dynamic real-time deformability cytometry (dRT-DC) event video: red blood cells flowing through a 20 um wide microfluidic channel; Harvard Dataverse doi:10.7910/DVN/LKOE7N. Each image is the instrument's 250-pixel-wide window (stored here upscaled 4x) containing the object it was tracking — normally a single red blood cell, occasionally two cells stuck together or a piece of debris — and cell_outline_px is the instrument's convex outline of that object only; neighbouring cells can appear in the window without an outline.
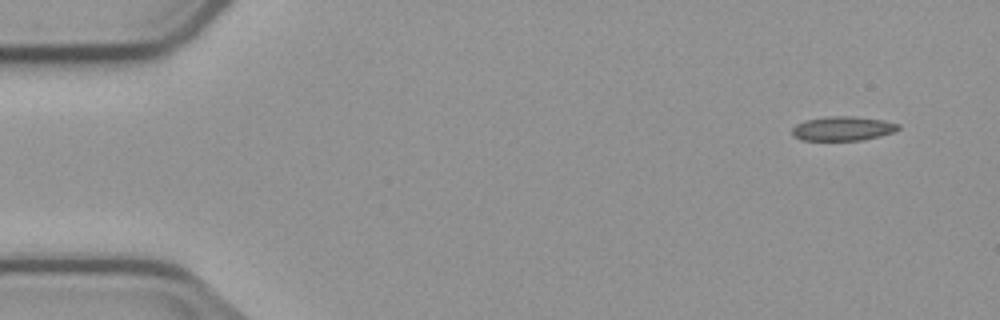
{"species": "common noctule bat (a hibernating species)", "species_latin": "Nyctalus noctula", "temperature_condition": "cold", "stored_images_in_passage": 6, "camera_frame_rate_fps": 3000, "um_per_image_px": 0.085, "animal": {"sex": "male", "body_mass_g": 23.1, "forearm_length_mm": 52.7}, "frame": {"image": 1, "passage_image": 1, "time_ms": 0.0, "image_size_px": [1000, 320], "cell_outline_px": [[900, 128], [896, 132], [880, 136], [860, 140], [800, 140], [792, 136], [792, 128], [796, 124], [804, 120], [824, 116], [852, 116], [884, 120], [900, 124]], "centroid_in_image_um": [71.63, 10.92], "position_along_channel_um": 13.4, "area_um2": 15.26}}
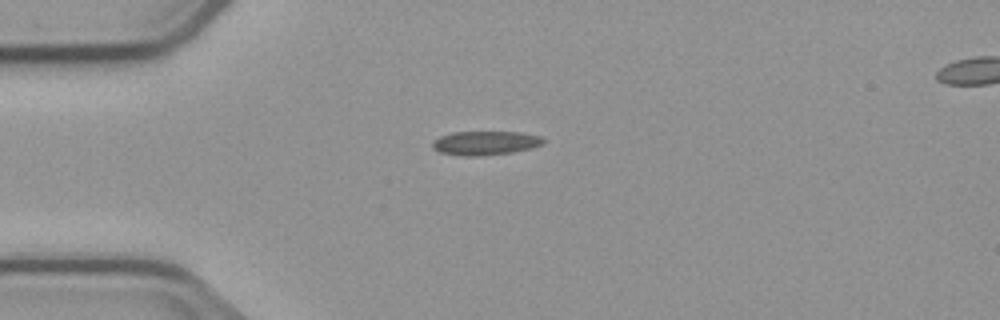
{"frame": {"image": 2, "passage_image": 4, "time_ms": 3.333, "image_size_px": [1000, 320], "cell_outline_px": [[544, 144], [532, 148], [512, 152], [480, 156], [460, 156], [440, 152], [432, 148], [432, 144], [440, 136], [452, 132], [520, 132], [540, 136], [544, 140]], "centroid_in_image_um": [41.26, 12.16], "position_along_channel_um": 43.7, "area_um2": 15.49}}
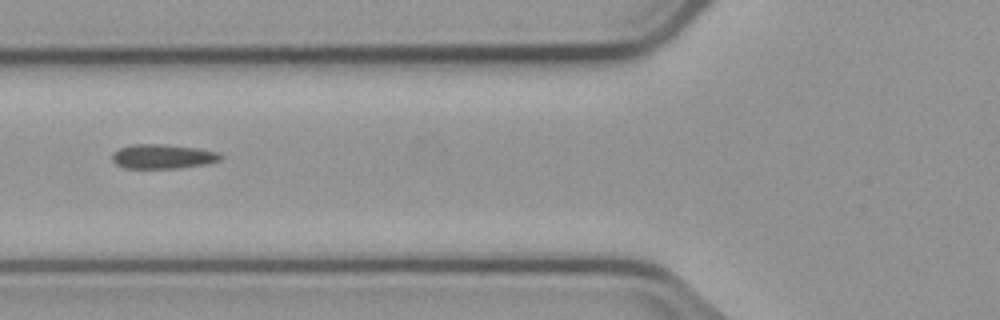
{"frame": {"image": 3, "passage_image": 6, "time_ms": 5.667, "image_size_px": [1000, 320], "cell_outline_px": [[224, 156], [220, 160], [204, 164], [176, 168], [124, 168], [116, 164], [112, 160], [112, 152], [120, 148], [132, 144], [164, 144], [196, 148], [216, 152]], "centroid_in_image_um": [13.79, 13.3], "position_along_channel_um": 112.0, "area_um2": 15.32}}